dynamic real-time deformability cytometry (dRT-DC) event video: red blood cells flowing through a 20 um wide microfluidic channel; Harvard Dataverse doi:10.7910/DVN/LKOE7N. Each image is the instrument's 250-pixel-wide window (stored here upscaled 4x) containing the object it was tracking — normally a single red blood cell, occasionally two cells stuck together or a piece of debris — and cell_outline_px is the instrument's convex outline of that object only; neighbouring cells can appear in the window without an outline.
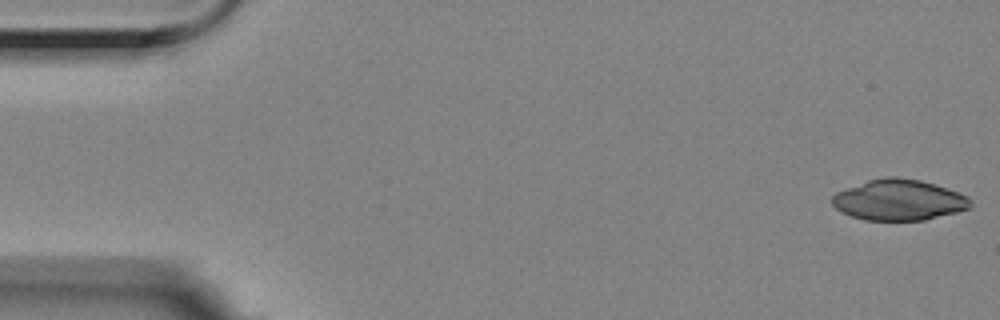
{"species": "Egyptian fruit bat (a non-hibernating species)", "species_latin": "Rousettus aegyptiacus", "temperature_condition": "room temperature", "stored_images_in_passage": 6, "segment_of_instrument_passage": [1, 2], "camera_frame_rate_fps": 3000, "um_per_image_px": 0.085, "animal": {"sex": "female"}, "frame": {"image": 1, "passage_image": 1, "time_ms": 0.0, "image_size_px": [1000, 320], "cell_outline_px": [[972, 208], [924, 220], [864, 220], [840, 212], [832, 204], [832, 196], [836, 192], [868, 180], [888, 176], [896, 176], [920, 180], [968, 196], [972, 200]], "centroid_in_image_um": [76.39, 17.0], "position_along_channel_um": 8.6, "area_um2": 32.77}}